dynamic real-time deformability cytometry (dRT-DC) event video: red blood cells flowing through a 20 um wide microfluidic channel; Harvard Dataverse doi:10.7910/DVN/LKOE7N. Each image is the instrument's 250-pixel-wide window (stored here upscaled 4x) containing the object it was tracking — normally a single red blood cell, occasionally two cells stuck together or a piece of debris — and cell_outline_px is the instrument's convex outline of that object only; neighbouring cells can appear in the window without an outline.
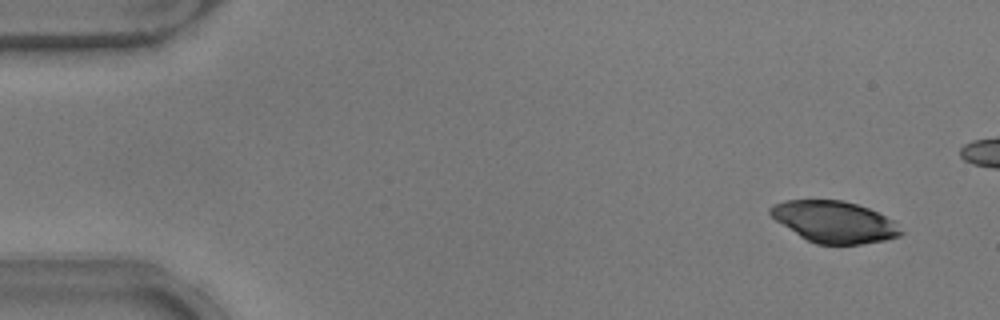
{"species": "common noctule bat (a hibernating species)", "species_latin": "Nyctalus noctula", "temperature_condition": "warm", "stored_images_in_passage": 20, "camera_frame_rate_fps": 3000, "um_per_image_px": 0.085, "animal": {"sex": "male", "body_mass_g": 17.9}, "frame": {"image": 1, "passage_image": 4, "time_ms": 1.0, "image_size_px": [1000, 320], "cell_outline_px": [[904, 232], [900, 236], [884, 240], [860, 244], [816, 244], [800, 236], [776, 220], [768, 212], [768, 208], [772, 204], [784, 200], [844, 200], [868, 208], [896, 220]], "centroid_in_image_um": [70.94, 18.85], "position_along_channel_um": 14.1, "area_um2": 31.67}}